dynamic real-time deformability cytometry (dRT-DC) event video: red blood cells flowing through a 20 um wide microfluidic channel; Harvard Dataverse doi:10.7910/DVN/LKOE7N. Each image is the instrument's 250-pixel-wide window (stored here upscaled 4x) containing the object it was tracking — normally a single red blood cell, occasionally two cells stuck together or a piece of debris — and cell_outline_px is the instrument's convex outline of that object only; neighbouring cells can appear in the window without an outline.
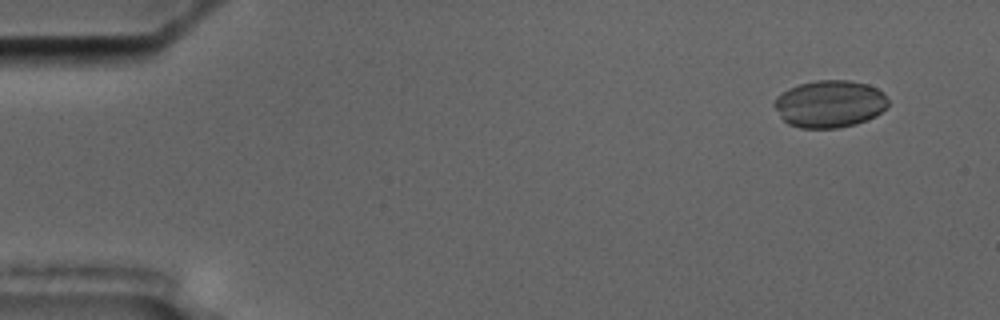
{"species": "common noctule bat (a hibernating species)", "species_latin": "Nyctalus noctula", "temperature_condition": "cold", "stored_images_in_passage": 6, "segment_of_instrument_passage": [1, 2], "camera_frame_rate_fps": 3000, "um_per_image_px": 0.085, "animal": {"sex": "male", "body_mass_g": 17.5, "forearm_length_mm": 52.3}, "frame": {"image": 1, "passage_image": 1, "time_ms": 0.0, "image_size_px": [1000, 320], "cell_outline_px": [[888, 104], [876, 116], [856, 124], [836, 128], [800, 128], [788, 124], [780, 116], [772, 104], [776, 96], [788, 88], [800, 84], [816, 80], [848, 80], [868, 84], [884, 92], [888, 100]], "centroid_in_image_um": [70.5, 8.82], "position_along_channel_um": 14.5, "area_um2": 31.5}}